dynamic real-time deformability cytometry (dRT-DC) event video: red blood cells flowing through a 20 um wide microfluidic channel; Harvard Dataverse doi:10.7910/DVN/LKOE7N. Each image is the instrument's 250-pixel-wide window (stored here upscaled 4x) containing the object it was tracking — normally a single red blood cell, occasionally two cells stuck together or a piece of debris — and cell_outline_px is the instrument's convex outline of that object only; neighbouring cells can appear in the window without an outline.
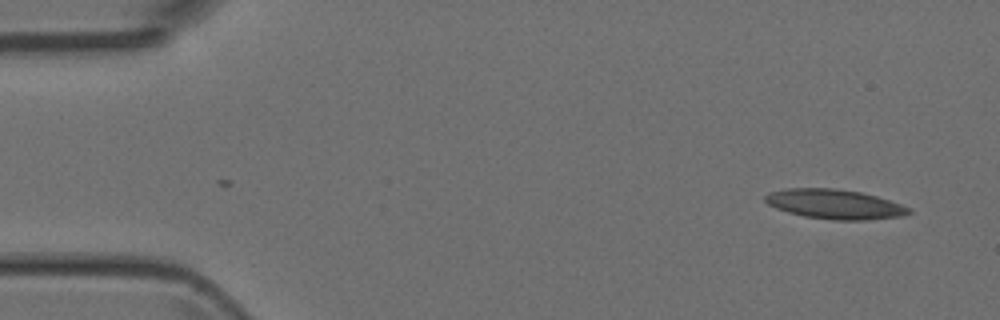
{"species": "Egyptian fruit bat (a non-hibernating species)", "species_latin": "Rousettus aegyptiacus", "temperature_condition": "room temperature", "stored_images_in_passage": 47, "camera_frame_rate_fps": 3000, "um_per_image_px": 0.085, "animal": {"sex": "female"}, "frame": {"image": 1, "passage_image": 1, "time_ms": 0.0, "image_size_px": [1000, 320], "cell_outline_px": [[912, 212], [904, 216], [868, 220], [832, 220], [804, 216], [788, 212], [776, 208], [768, 204], [764, 200], [764, 196], [768, 192], [788, 188], [832, 188], [860, 192], [876, 196], [912, 208]], "centroid_in_image_um": [70.95, 17.36], "position_along_channel_um": 14.0, "area_um2": 24.85}}
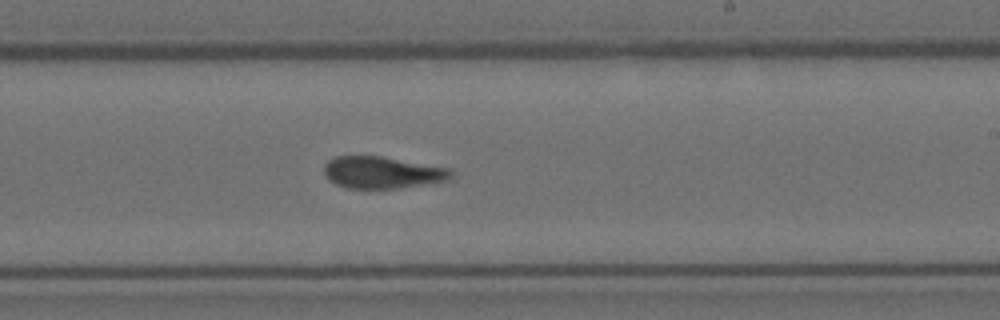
{"frame": {"image": 2, "passage_image": 27, "time_ms": 8.667, "image_size_px": [1000, 320], "cell_outline_px": [[452, 176], [448, 180], [400, 188], [348, 188], [336, 184], [328, 180], [324, 172], [324, 164], [328, 160], [336, 156], [384, 156], [452, 168]], "centroid_in_image_um": [32.5, 14.65], "position_along_channel_um": 256.5, "area_um2": 23.81}}
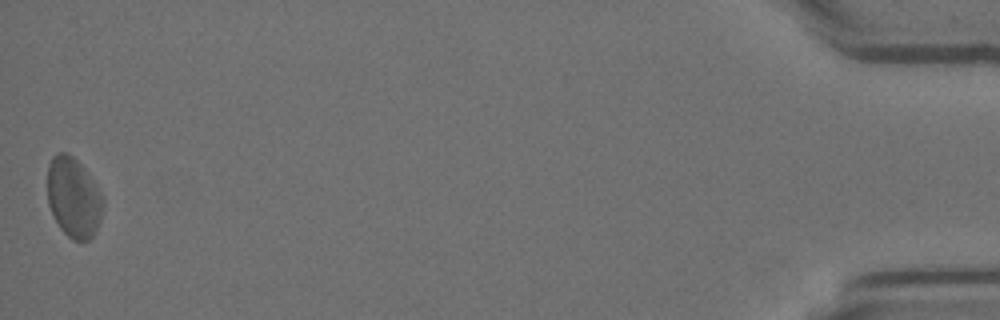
{"frame": {"image": 3, "passage_image": 47, "time_ms": 15.333, "image_size_px": [1000, 320], "cell_outline_px": [[104, 204], [100, 220], [92, 236], [88, 240], [72, 240], [60, 228], [48, 204], [48, 164], [52, 156], [56, 152], [68, 152], [80, 164], [104, 196]], "centroid_in_image_um": [6.25, 16.77], "position_along_channel_um": 429.0, "area_um2": 25.78}}